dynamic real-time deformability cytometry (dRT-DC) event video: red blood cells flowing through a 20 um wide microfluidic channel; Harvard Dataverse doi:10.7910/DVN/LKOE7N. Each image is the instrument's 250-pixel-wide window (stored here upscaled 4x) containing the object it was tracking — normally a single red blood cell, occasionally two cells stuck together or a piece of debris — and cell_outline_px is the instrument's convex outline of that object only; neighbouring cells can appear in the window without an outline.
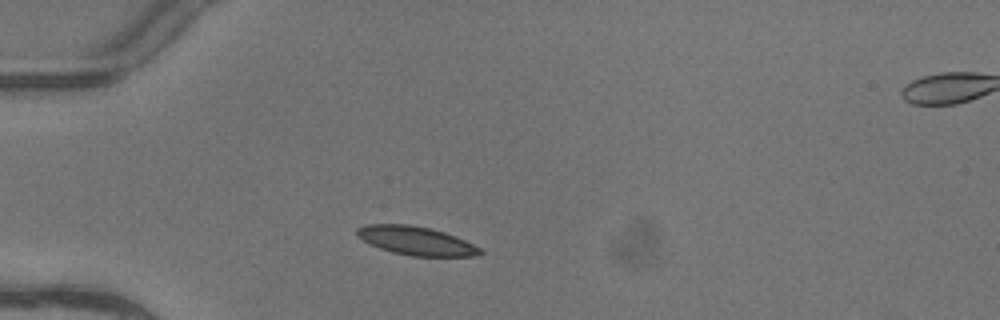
{"species": "common noctule bat (a hibernating species)", "species_latin": "Nyctalus noctula", "temperature_condition": "warm", "stored_images_in_passage": 2, "camera_frame_rate_fps": 3000, "um_per_image_px": 0.085, "animal": {"sex": "female"}, "frame": {"image": 1, "passage_image": 1, "time_ms": 0.0, "image_size_px": [1000, 320], "cell_outline_px": [[484, 252], [472, 256], [412, 256], [392, 252], [380, 248], [356, 236], [356, 228], [364, 224], [408, 224], [432, 228], [456, 236], [480, 248]], "centroid_in_image_um": [35.34, 20.45], "position_along_channel_um": 49.7, "area_um2": 20.46}}